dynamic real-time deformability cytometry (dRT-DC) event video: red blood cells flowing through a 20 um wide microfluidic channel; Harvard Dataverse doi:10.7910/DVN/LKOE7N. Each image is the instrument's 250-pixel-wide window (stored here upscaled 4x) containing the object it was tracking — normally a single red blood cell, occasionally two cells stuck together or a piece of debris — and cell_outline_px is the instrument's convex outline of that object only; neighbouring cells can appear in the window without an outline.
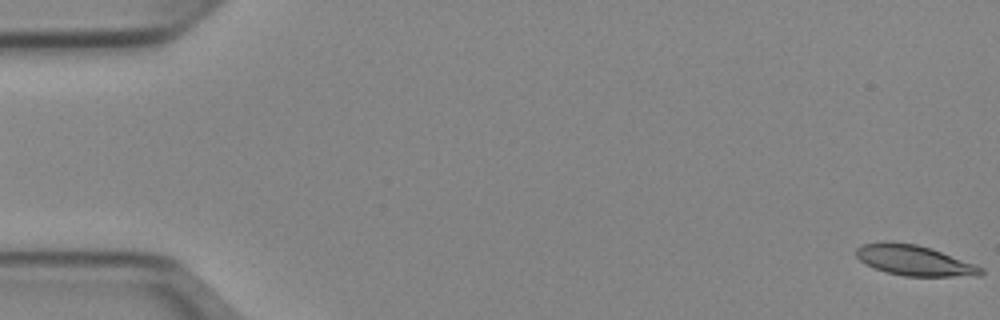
{"species": "Egyptian fruit bat (a non-hibernating species)", "species_latin": "Rousettus aegyptiacus", "temperature_condition": "cold", "stored_images_in_passage": 52, "camera_frame_rate_fps": 3000, "um_per_image_px": 0.085, "animal": {"sex": "female"}, "frame": {"image": 1, "passage_image": 1, "time_ms": 0.0, "image_size_px": [1000, 320], "cell_outline_px": [[984, 272], [980, 276], [904, 276], [884, 272], [860, 260], [856, 256], [856, 248], [860, 244], [884, 240], [916, 244], [932, 248], [976, 264], [984, 268]], "centroid_in_image_um": [77.73, 22.12], "position_along_channel_um": 7.3, "area_um2": 22.43}}
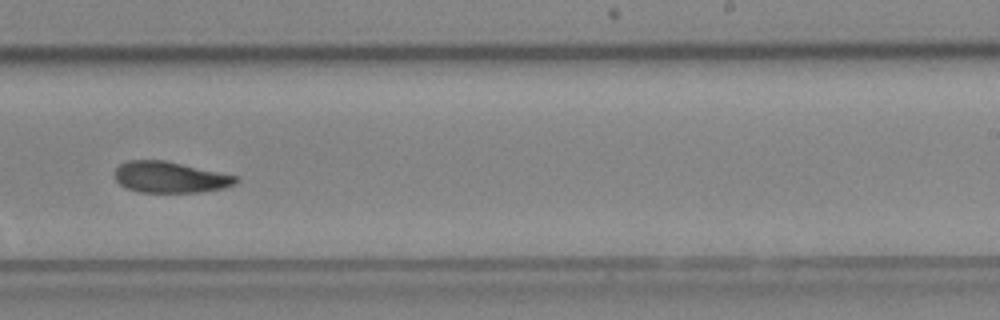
{"frame": {"image": 2, "passage_image": 33, "time_ms": 10.667, "image_size_px": [1000, 320], "cell_outline_px": [[240, 180], [236, 184], [224, 188], [200, 192], [140, 192], [128, 188], [120, 184], [116, 180], [112, 172], [120, 164], [128, 160], [164, 160], [236, 176]], "centroid_in_image_um": [14.43, 15.06], "position_along_channel_um": 274.6, "area_um2": 21.91}}
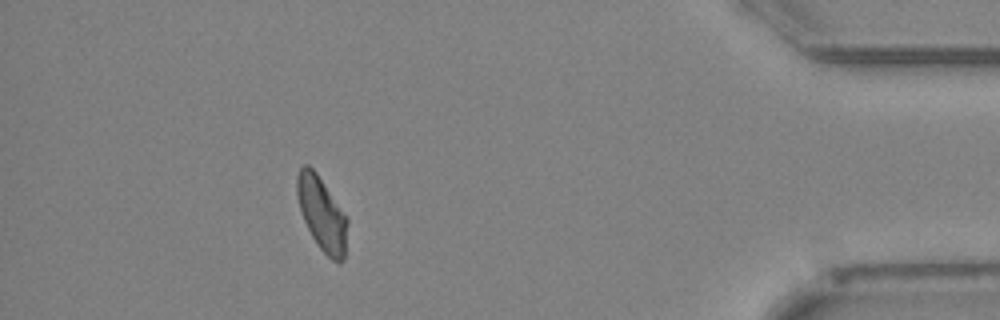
{"frame": {"image": 3, "passage_image": 47, "time_ms": 15.333, "image_size_px": [1000, 320], "cell_outline_px": [[348, 224], [344, 260], [332, 260], [320, 248], [312, 236], [304, 220], [296, 196], [296, 176], [300, 168], [304, 164], [308, 164], [316, 172], [348, 216]], "centroid_in_image_um": [27.37, 18.13], "position_along_channel_um": 407.8, "area_um2": 21.68}, "authors_computed_cell_mechanics": {"area_um2": 22.5131, "velocity_mm_per_s": 3.9317, "shape_relaxation_time_tau1_ms": 3.0124, "shape_relaxation_time_tau2_ms": 8.1764, "deformation_change_tau1": 0.1455, "deformation_change_tau2": 0.1504}}